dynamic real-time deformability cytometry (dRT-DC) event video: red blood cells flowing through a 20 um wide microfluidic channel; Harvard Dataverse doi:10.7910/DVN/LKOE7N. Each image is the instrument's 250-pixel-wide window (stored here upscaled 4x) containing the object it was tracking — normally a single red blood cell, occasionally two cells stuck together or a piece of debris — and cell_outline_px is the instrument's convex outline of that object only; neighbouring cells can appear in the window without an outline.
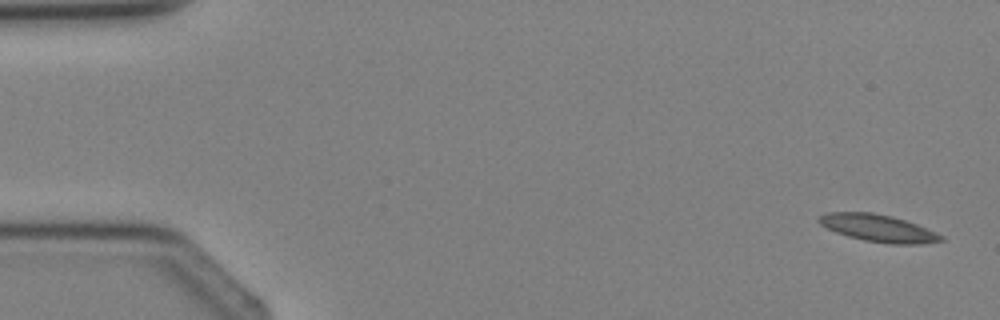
{"species": "Egyptian fruit bat (a non-hibernating species)", "species_latin": "Rousettus aegyptiacus", "temperature_condition": "cold", "stored_images_in_passage": 4, "camera_frame_rate_fps": 3000, "um_per_image_px": 0.085, "animal": {"sex": "female"}, "frame": {"image": 1, "passage_image": 1, "time_ms": 0.0, "image_size_px": [1000, 320], "cell_outline_px": [[944, 240], [920, 244], [892, 244], [864, 240], [848, 236], [836, 232], [820, 224], [816, 220], [824, 212], [872, 212], [892, 216], [916, 224], [936, 232], [944, 236]], "centroid_in_image_um": [74.64, 19.38], "position_along_channel_um": 10.4, "area_um2": 19.31}}